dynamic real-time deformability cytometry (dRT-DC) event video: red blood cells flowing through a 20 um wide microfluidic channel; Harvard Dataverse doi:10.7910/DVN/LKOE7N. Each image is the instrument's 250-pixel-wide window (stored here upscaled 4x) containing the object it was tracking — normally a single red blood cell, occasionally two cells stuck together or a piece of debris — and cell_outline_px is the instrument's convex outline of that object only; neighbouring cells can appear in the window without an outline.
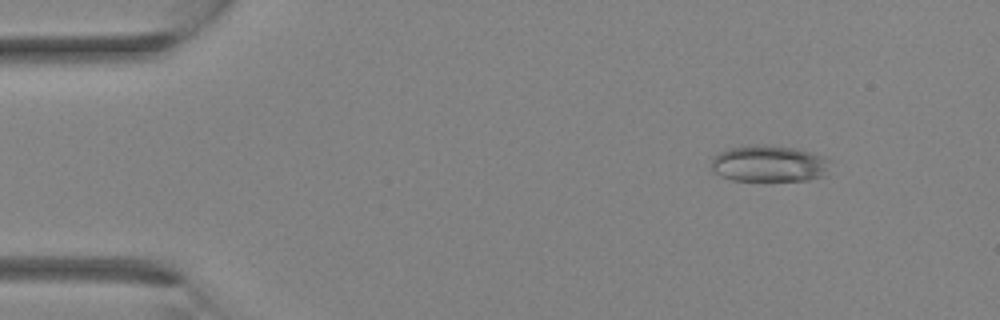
{"species": "Egyptian fruit bat (a non-hibernating species)", "species_latin": "Rousettus aegyptiacus", "temperature_condition": "room temperature", "stored_images_in_passage": 10, "camera_frame_rate_fps": 3000, "um_per_image_px": 0.085, "animal": {"sex": "female"}, "frame": {"image": 1, "passage_image": 4, "time_ms": 1.0, "image_size_px": [1000, 320], "cell_outline_px": [[832, 160], [828, 176], [808, 180], [732, 180], [720, 176], [712, 172], [712, 156], [728, 148], [756, 144], [760, 144], [796, 148], [812, 152], [824, 156]], "centroid_in_image_um": [65.43, 13.91], "position_along_channel_um": 19.6, "area_um2": 25.84}}